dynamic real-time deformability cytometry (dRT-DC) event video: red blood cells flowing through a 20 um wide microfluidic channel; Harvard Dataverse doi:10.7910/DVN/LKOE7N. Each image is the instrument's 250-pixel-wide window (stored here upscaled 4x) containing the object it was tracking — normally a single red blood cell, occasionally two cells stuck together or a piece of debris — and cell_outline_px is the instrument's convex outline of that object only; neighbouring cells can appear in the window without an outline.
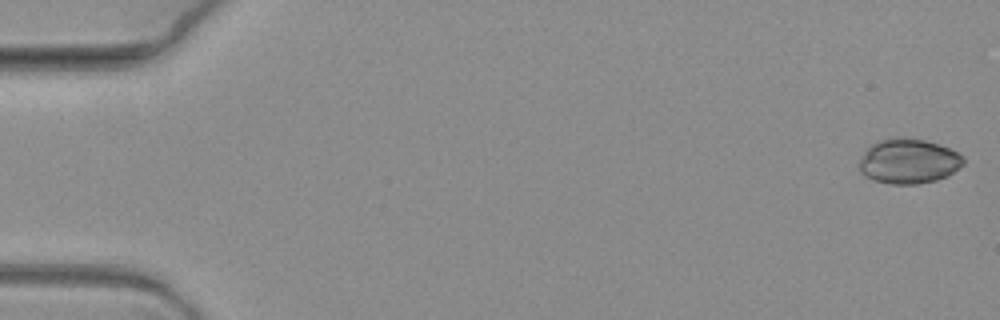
{"species": "common noctule bat (a hibernating species)", "species_latin": "Nyctalus noctula", "temperature_condition": "warm", "stored_images_in_passage": 6, "camera_frame_rate_fps": 3000, "um_per_image_px": 0.085, "animal": {"sex": "female", "body_mass_g": 19.3, "forearm_length_mm": 54.1}, "frame": {"image": 1, "passage_image": 1, "time_ms": 0.0, "image_size_px": [1000, 320], "cell_outline_px": [[964, 164], [948, 176], [936, 180], [916, 184], [892, 184], [872, 180], [864, 176], [856, 168], [864, 152], [876, 140], [892, 136], [900, 136], [924, 140], [940, 144], [960, 152], [964, 156]], "centroid_in_image_um": [77.22, 13.68], "position_along_channel_um": 7.8, "area_um2": 27.92}}
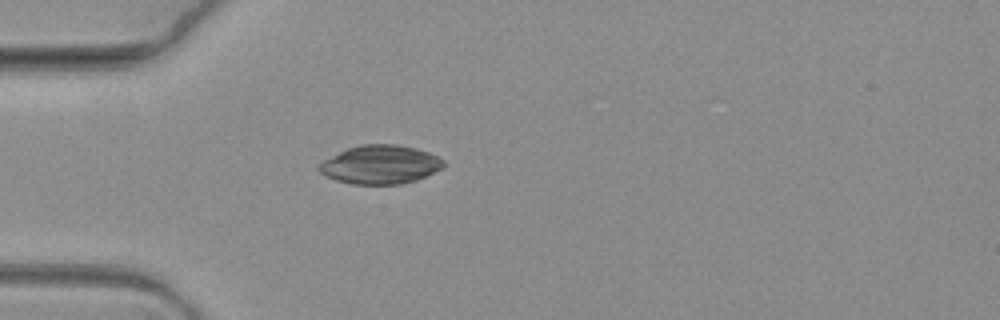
{"frame": {"image": 2, "passage_image": 6, "time_ms": 1.667, "image_size_px": [1000, 320], "cell_outline_px": [[444, 168], [416, 180], [400, 184], [352, 184], [336, 180], [324, 176], [316, 168], [324, 160], [348, 148], [360, 144], [396, 144], [416, 148], [428, 152], [444, 160]], "centroid_in_image_um": [32.33, 13.99], "position_along_channel_um": 52.7, "area_um2": 28.03}}